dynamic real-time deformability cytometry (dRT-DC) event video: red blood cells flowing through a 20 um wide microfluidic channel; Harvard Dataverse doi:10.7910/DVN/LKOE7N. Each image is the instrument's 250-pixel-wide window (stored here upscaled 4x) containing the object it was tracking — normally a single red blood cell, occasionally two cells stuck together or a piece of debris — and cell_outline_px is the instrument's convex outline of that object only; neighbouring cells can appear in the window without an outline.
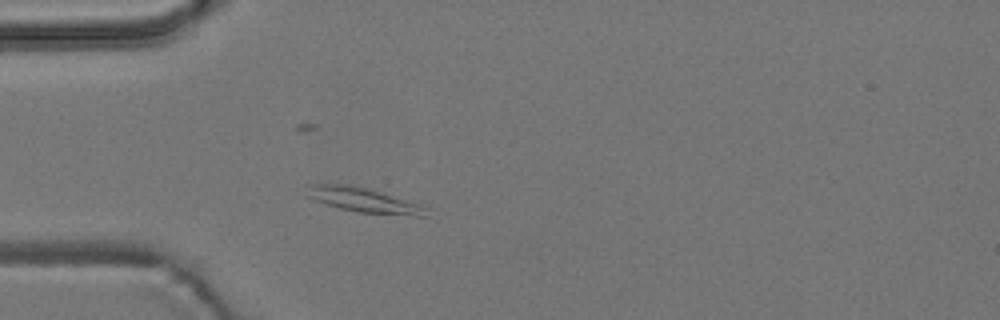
{"species": "common noctule bat (a hibernating species)", "species_latin": "Nyctalus noctula", "temperature_condition": "room temperature", "stored_images_in_passage": 41, "camera_frame_rate_fps": 3000, "um_per_image_px": 0.085, "animal": {"sex": "male", "body_mass_g": 19.2, "forearm_length_mm": 51.8}, "frame": {"image": 1, "passage_image": 1, "time_ms": 0.0, "image_size_px": [1000, 320], "cell_outline_px": [[428, 216], [416, 216], [356, 212], [340, 208], [316, 200], [308, 196], [308, 184], [348, 184], [364, 188], [420, 204], [428, 208]], "centroid_in_image_um": [30.95, 17.02], "position_along_channel_um": 54.0, "area_um2": 16.7}}
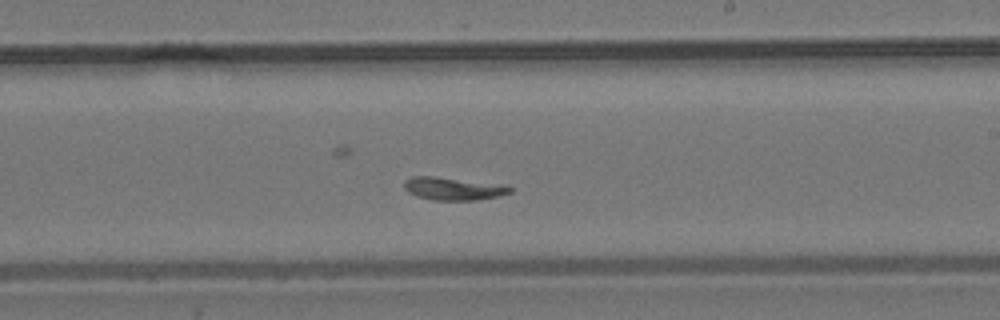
{"frame": {"image": 2, "passage_image": 18, "time_ms": 5.667, "image_size_px": [1000, 320], "cell_outline_px": [[512, 192], [496, 196], [476, 200], [432, 200], [416, 196], [408, 192], [404, 188], [404, 180], [412, 176], [436, 176], [512, 188]], "centroid_in_image_um": [38.36, 16.05], "position_along_channel_um": 250.6, "area_um2": 13.47}}
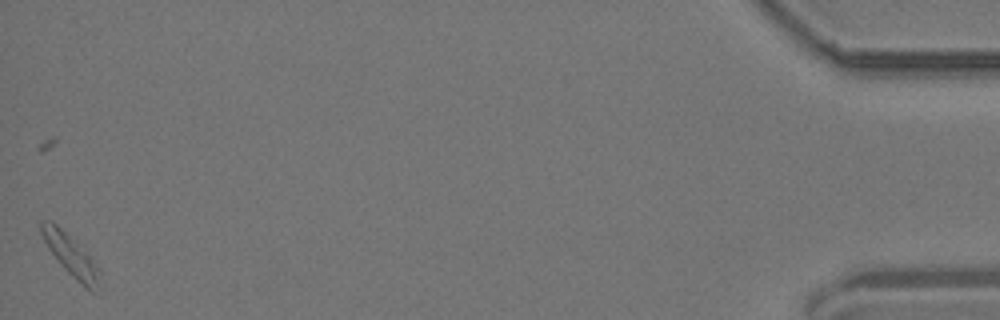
{"frame": {"image": 3, "passage_image": 41, "time_ms": 13.333, "image_size_px": [1000, 320], "cell_outline_px": [[100, 272], [96, 284], [92, 292], [84, 288], [60, 264], [48, 248], [40, 232], [40, 220], [52, 220], [88, 252], [100, 268]], "centroid_in_image_um": [5.99, 21.65], "position_along_channel_um": 429.2, "area_um2": 14.05}}